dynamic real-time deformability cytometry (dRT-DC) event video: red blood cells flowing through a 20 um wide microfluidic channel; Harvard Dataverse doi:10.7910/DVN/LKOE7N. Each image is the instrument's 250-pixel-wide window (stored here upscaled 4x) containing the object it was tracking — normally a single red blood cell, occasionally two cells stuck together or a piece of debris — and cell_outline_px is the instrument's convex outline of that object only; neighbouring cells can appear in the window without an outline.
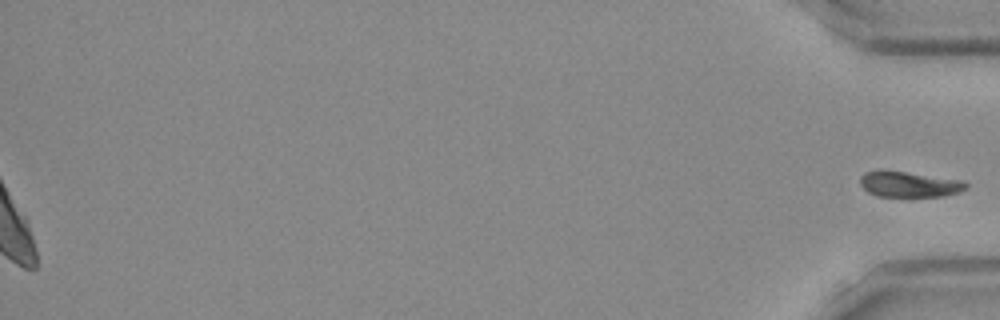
{"species": "Egyptian fruit bat (a non-hibernating species)", "species_latin": "Rousettus aegyptiacus", "temperature_condition": "room temperature", "stored_images_in_passage": 39, "segment_of_instrument_passage": [2, 2], "camera_frame_rate_fps": 3000, "um_per_image_px": 0.085, "frame": {"image": 1, "passage_image": 39, "time_ms": 12.667, "image_size_px": [1000, 320], "cell_outline_px": [[968, 188], [960, 192], [944, 196], [876, 196], [868, 192], [860, 184], [860, 176], [864, 172], [880, 168], [964, 180], [968, 184]], "centroid_in_image_um": [77.27, 15.63], "position_along_channel_um": 357.9, "area_um2": 16.24}}